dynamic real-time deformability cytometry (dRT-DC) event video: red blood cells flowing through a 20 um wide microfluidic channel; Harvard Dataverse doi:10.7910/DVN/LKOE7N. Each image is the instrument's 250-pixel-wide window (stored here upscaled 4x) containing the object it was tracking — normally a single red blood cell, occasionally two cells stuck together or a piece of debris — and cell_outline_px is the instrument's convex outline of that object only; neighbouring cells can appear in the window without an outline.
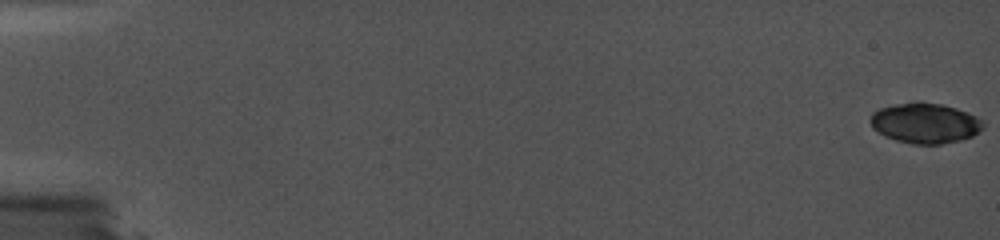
{"species": "common noctule bat (a hibernating species)", "species_latin": "Nyctalus noctula", "temperature_condition": "cold", "stored_images_in_passage": 31, "camera_frame_rate_fps": 5000, "um_per_image_px": 0.085, "animal": {"sex": "female", "body_mass_g": 19.0, "forearm_length_mm": 56.7}, "frame": {"image": 1, "passage_image": 1, "time_ms": 0.0, "image_size_px": [1000, 240], "cell_outline_px": [[984, 128], [972, 136], [960, 140], [940, 144], [912, 144], [896, 140], [884, 136], [872, 128], [868, 120], [872, 112], [880, 108], [896, 104], [940, 104], [956, 108], [968, 112], [976, 116], [984, 124]], "centroid_in_image_um": [78.61, 10.49], "position_along_channel_um": 6.4, "area_um2": 26.13}}
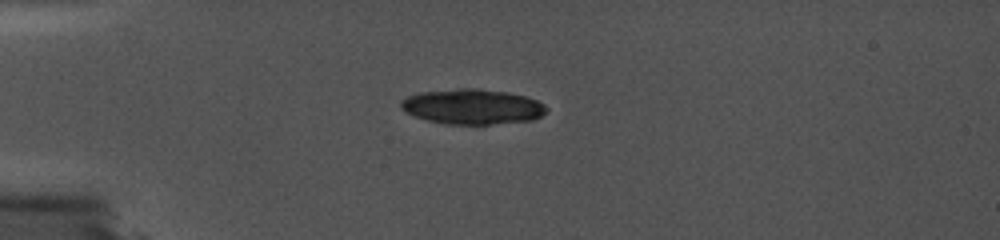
{"frame": {"image": 2, "passage_image": 27, "time_ms": 5.2, "image_size_px": [1000, 240], "cell_outline_px": [[548, 108], [540, 116], [532, 120], [488, 124], [444, 124], [424, 120], [404, 112], [400, 108], [400, 100], [408, 96], [420, 92], [460, 88], [476, 88], [508, 92], [524, 96], [536, 100], [544, 104]], "centroid_in_image_um": [40.09, 9.06], "position_along_channel_um": 44.9, "area_um2": 29.94}}